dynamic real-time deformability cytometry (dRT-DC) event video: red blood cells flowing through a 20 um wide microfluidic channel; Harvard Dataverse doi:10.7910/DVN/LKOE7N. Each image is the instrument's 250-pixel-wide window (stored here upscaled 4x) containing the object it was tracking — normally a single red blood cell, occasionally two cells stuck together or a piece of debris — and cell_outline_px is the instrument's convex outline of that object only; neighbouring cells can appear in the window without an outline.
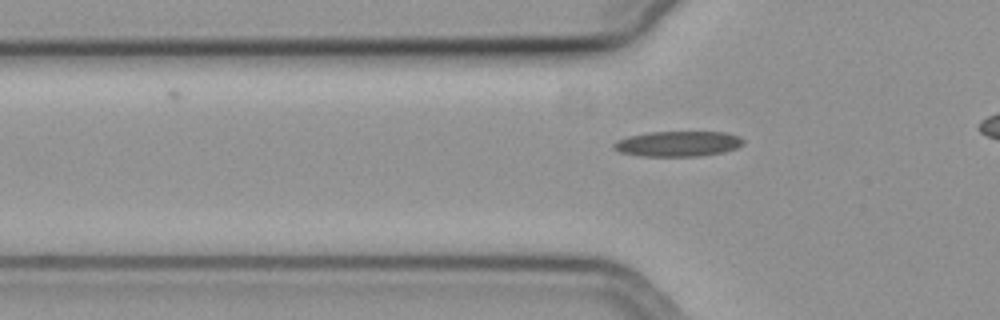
{"species": "common noctule bat (a hibernating species)", "species_latin": "Nyctalus noctula", "temperature_condition": "cold", "stored_images_in_passage": 39, "camera_frame_rate_fps": 3000, "um_per_image_px": 0.085, "animal": {"sex": "female", "body_mass_g": 19.3, "forearm_length_mm": 54.1}, "frame": {"image": 1, "passage_image": 12, "time_ms": 3.667, "image_size_px": [1000, 320], "cell_outline_px": [[744, 144], [736, 148], [724, 152], [700, 156], [640, 156], [620, 152], [612, 148], [612, 144], [616, 140], [628, 136], [648, 132], [724, 132], [740, 136], [744, 140]], "centroid_in_image_um": [57.61, 12.22], "position_along_channel_um": 68.2, "area_um2": 19.31}}
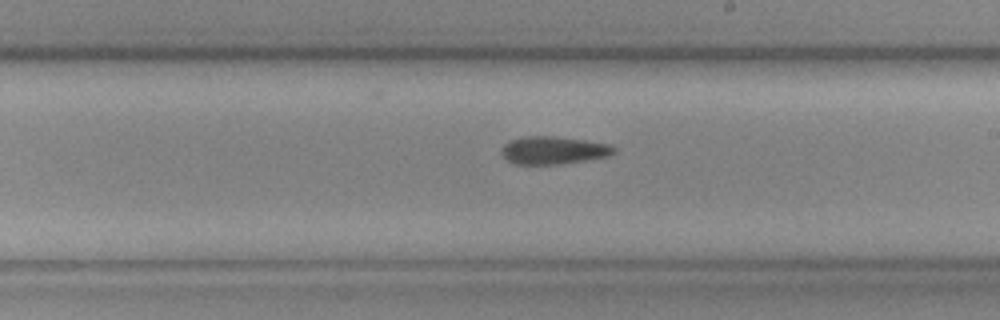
{"frame": {"image": 2, "passage_image": 26, "time_ms": 8.333, "image_size_px": [1000, 320], "cell_outline_px": [[616, 152], [608, 156], [560, 164], [516, 164], [508, 160], [500, 152], [504, 144], [512, 140], [524, 136], [556, 136], [612, 144], [616, 148]], "centroid_in_image_um": [47.07, 12.76], "position_along_channel_um": 241.9, "area_um2": 18.15}}
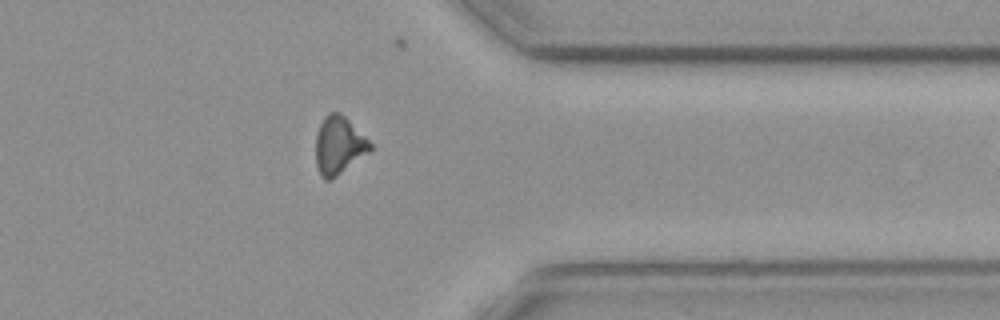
{"frame": {"image": 3, "passage_image": 38, "time_ms": 12.333, "image_size_px": [1000, 320], "cell_outline_px": [[372, 148], [368, 152], [332, 180], [324, 180], [320, 176], [316, 164], [316, 136], [320, 124], [324, 116], [328, 112], [340, 112], [372, 144]], "centroid_in_image_um": [28.76, 12.37], "position_along_channel_um": 382.6, "area_um2": 18.15}}